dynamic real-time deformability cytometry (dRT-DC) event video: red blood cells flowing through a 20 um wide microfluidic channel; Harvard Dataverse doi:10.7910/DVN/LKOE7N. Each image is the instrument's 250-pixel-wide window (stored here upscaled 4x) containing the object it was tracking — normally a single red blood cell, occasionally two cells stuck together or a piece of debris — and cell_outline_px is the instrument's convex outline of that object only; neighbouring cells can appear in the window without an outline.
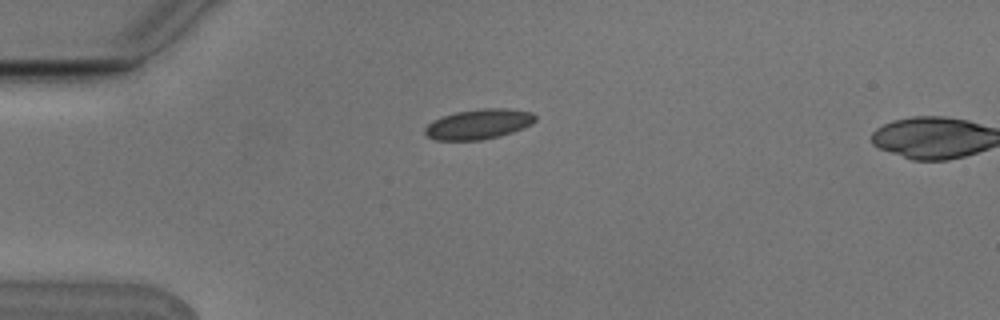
{"species": "Egyptian fruit bat (a non-hibernating species)", "species_latin": "Rousettus aegyptiacus", "temperature_condition": "cold", "stored_images_in_passage": 4, "camera_frame_rate_fps": 3000, "um_per_image_px": 0.085, "animal": {"sex": "male"}, "frame": {"image": 1, "passage_image": 1, "time_ms": 0.0, "image_size_px": [1000, 320], "cell_outline_px": [[536, 120], [532, 124], [524, 128], [500, 136], [480, 140], [436, 140], [428, 136], [424, 132], [424, 128], [432, 120], [456, 112], [484, 108], [504, 108], [532, 112], [536, 116]], "centroid_in_image_um": [40.7, 10.55], "position_along_channel_um": 44.3, "area_um2": 19.31}}
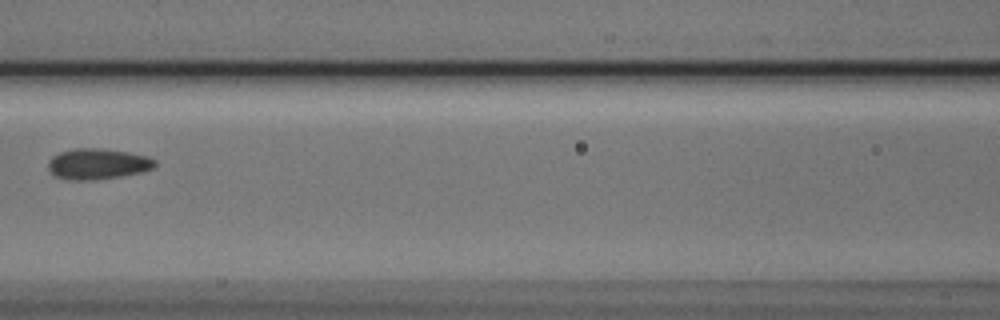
{"frame": {"image": 2, "passage_image": 4, "time_ms": 1.0, "image_size_px": [1000, 320], "cell_outline_px": [[156, 164], [152, 168], [144, 172], [96, 180], [64, 180], [56, 176], [48, 168], [48, 164], [52, 156], [60, 152], [76, 148], [100, 148], [128, 152], [148, 156], [156, 160]], "centroid_in_image_um": [8.31, 13.94], "position_along_channel_um": 158.3, "area_um2": 19.25}}